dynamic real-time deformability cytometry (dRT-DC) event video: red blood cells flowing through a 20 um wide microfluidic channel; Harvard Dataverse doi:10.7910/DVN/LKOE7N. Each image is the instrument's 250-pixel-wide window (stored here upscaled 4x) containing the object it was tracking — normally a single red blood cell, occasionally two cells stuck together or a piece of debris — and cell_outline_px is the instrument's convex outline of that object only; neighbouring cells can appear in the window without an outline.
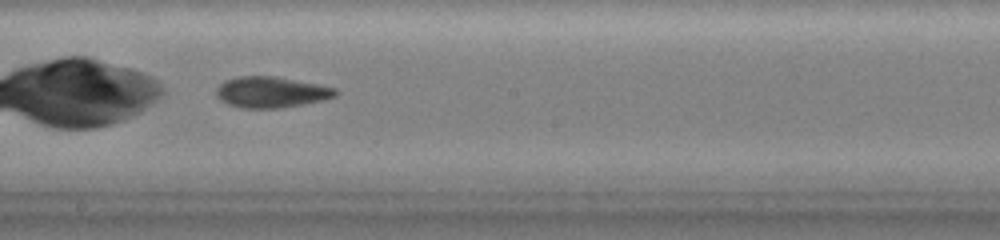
{"species": "common noctule bat (a hibernating species)", "species_latin": "Nyctalus noctula", "temperature_condition": "warm", "stored_images_in_passage": 30, "camera_frame_rate_fps": 3000, "um_per_image_px": 0.085, "animal": {"sex": "female", "body_mass_g": 19.0, "forearm_length_mm": 51.5}, "frame": {"image": 1, "passage_image": 26, "time_ms": 10.0, "image_size_px": [1000, 240], "cell_outline_px": [[336, 92], [332, 96], [320, 100], [300, 104], [276, 108], [244, 108], [228, 104], [216, 92], [216, 88], [220, 84], [228, 80], [240, 76], [276, 76], [336, 88]], "centroid_in_image_um": [23.02, 7.82], "position_along_channel_um": 225.2, "area_um2": 20.75}}